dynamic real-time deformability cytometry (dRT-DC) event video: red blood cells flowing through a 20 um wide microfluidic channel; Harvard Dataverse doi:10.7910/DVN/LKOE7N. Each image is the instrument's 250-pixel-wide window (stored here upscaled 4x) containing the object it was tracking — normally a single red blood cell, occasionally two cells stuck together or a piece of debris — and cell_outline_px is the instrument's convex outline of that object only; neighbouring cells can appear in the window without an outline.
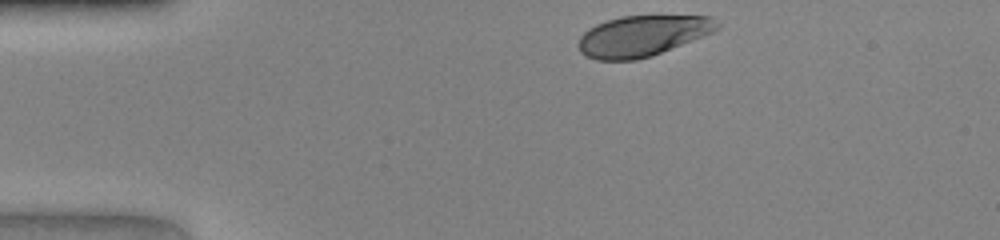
{"species": "human", "species_latin": "Homo sapiens", "temperature_condition": "warm", "stored_images_in_passage": 31, "camera_frame_rate_fps": 3000, "um_per_image_px": 0.085, "donor": {"sex": "female"}, "frame": {"image": 1, "passage_image": 1, "time_ms": 0.0, "image_size_px": [1000, 240], "cell_outline_px": [[720, 28], [716, 32], [652, 56], [636, 60], [596, 60], [584, 56], [580, 52], [576, 44], [580, 36], [588, 28], [596, 24], [620, 16], [712, 16], [720, 24]], "centroid_in_image_um": [54.61, 3.06], "position_along_channel_um": 30.4, "area_um2": 33.47}}
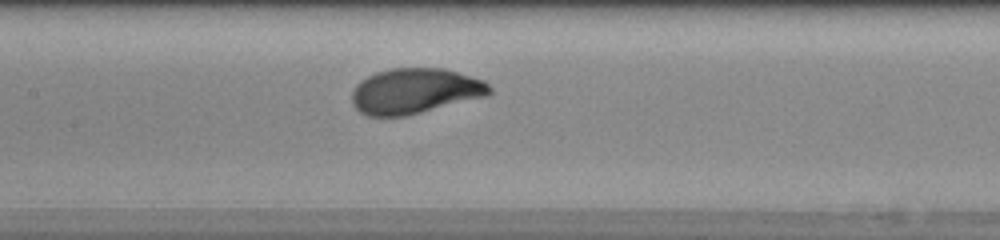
{"frame": {"image": 2, "passage_image": 15, "time_ms": 4.667, "image_size_px": [1000, 240], "cell_outline_px": [[492, 92], [488, 96], [404, 116], [368, 116], [360, 112], [352, 104], [352, 92], [356, 84], [360, 80], [376, 72], [388, 68], [444, 68], [484, 80], [492, 88]], "centroid_in_image_um": [35.27, 7.73], "position_along_channel_um": 172.1, "area_um2": 36.53}}
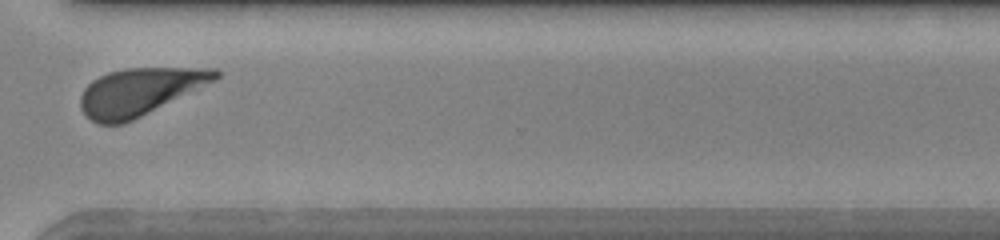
{"frame": {"image": 3, "passage_image": 28, "time_ms": 9.0, "image_size_px": [1000, 240], "cell_outline_px": [[220, 76], [216, 80], [124, 124], [96, 124], [80, 108], [80, 96], [84, 88], [92, 80], [108, 72], [124, 68], [216, 68], [220, 72]], "centroid_in_image_um": [11.85, 7.78], "position_along_channel_um": 358.7, "area_um2": 36.93}}